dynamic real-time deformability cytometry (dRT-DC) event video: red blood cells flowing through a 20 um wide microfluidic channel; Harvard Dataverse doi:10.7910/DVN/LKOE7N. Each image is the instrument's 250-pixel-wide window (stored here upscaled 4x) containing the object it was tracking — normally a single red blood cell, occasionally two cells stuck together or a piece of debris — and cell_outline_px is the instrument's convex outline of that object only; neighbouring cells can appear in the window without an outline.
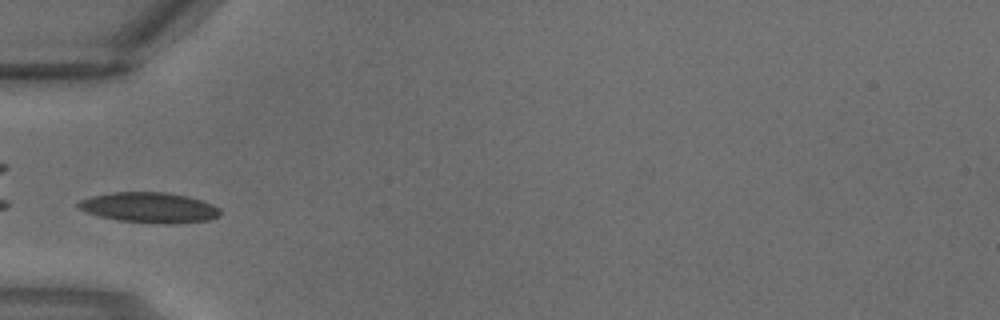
{"species": "common noctule bat (a hibernating species)", "species_latin": "Nyctalus noctula", "temperature_condition": "warm", "stored_images_in_passage": 4, "camera_frame_rate_fps": 3000, "um_per_image_px": 0.085, "animal": {"sex": "male", "body_mass_g": 18.8}, "frame": {"image": 1, "passage_image": 4, "time_ms": 1.0, "image_size_px": [1000, 320], "cell_outline_px": [[220, 216], [208, 220], [172, 224], [156, 224], [116, 220], [100, 216], [76, 208], [76, 204], [80, 200], [92, 196], [112, 192], [164, 192], [188, 196], [212, 204], [220, 208]], "centroid_in_image_um": [12.69, 17.65], "position_along_channel_um": 72.3, "area_um2": 25.26}}